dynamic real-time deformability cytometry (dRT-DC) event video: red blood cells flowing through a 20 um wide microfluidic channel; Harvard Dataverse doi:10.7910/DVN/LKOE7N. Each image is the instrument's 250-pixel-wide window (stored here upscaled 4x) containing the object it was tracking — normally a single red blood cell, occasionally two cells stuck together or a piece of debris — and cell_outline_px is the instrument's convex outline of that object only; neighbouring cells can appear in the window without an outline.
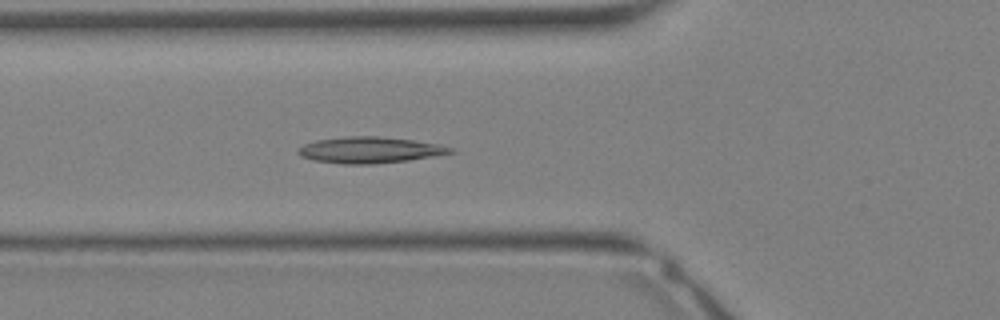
{"species": "Egyptian fruit bat (a non-hibernating species)", "species_latin": "Rousettus aegyptiacus", "temperature_condition": "warm", "stored_images_in_passage": 27, "camera_frame_rate_fps": 3000, "um_per_image_px": 0.085, "animal": {"sex": "female"}, "frame": {"image": 1, "passage_image": 6, "time_ms": 1.667, "image_size_px": [1000, 320], "cell_outline_px": [[456, 152], [408, 160], [368, 164], [344, 164], [312, 160], [300, 156], [296, 152], [304, 144], [316, 140], [344, 136], [380, 136], [412, 140], [440, 144], [452, 148]], "centroid_in_image_um": [31.4, 12.74], "position_along_channel_um": 94.4, "area_um2": 23.18}}
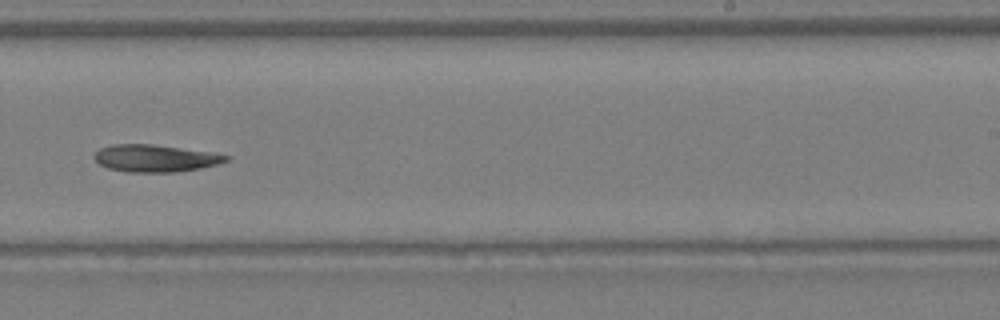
{"frame": {"image": 2, "passage_image": 15, "time_ms": 4.667, "image_size_px": [1000, 320], "cell_outline_px": [[232, 156], [228, 160], [216, 164], [200, 168], [176, 172], [124, 172], [108, 168], [100, 164], [92, 156], [100, 148], [112, 144], [152, 144], [208, 152]], "centroid_in_image_um": [13.15, 13.45], "position_along_channel_um": 275.8, "area_um2": 20.75}}
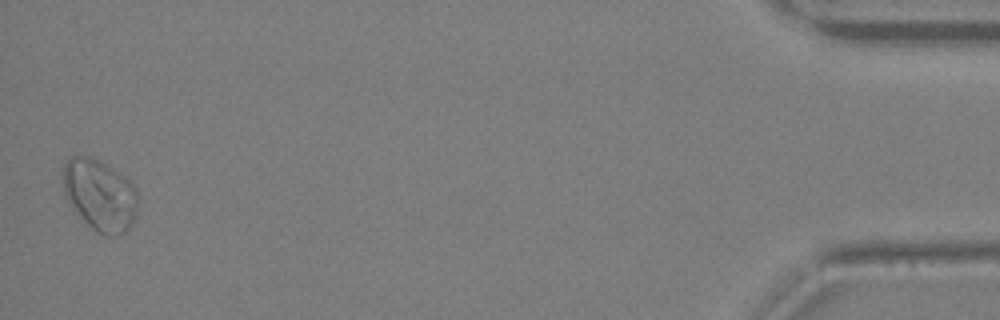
{"frame": {"image": 3, "passage_image": 27, "time_ms": 8.667, "image_size_px": [1000, 320], "cell_outline_px": [[136, 208], [132, 224], [124, 232], [116, 236], [104, 236], [96, 232], [84, 220], [64, 196], [64, 164], [68, 156], [92, 156], [112, 168], [136, 184]], "centroid_in_image_um": [8.49, 16.56], "position_along_channel_um": 426.7, "area_um2": 30.98}}